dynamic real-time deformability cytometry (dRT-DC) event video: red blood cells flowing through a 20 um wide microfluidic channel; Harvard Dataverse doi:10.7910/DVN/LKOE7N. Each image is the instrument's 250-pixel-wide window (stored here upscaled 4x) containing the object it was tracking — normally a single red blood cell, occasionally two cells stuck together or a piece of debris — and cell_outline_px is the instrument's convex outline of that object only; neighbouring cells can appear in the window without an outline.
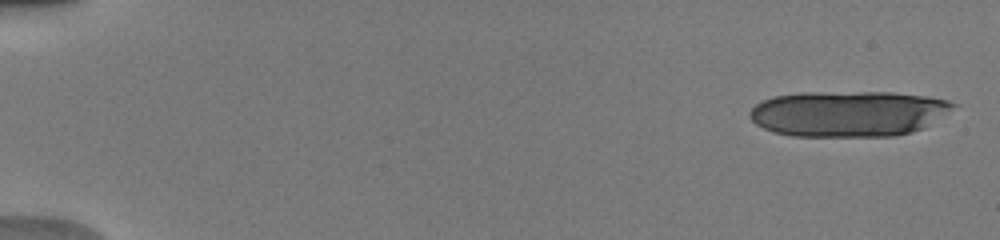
{"species": "human", "species_latin": "Homo sapiens", "temperature_condition": "warm", "stored_images_in_passage": 17, "camera_frame_rate_fps": 3000, "um_per_image_px": 0.085, "donor": {"sex": "male"}, "frame": {"image": 1, "passage_image": 2, "time_ms": 0.333, "image_size_px": [1000, 240], "cell_outline_px": [[956, 104], [924, 128], [912, 132], [896, 136], [792, 136], [772, 132], [756, 124], [748, 116], [748, 112], [756, 104], [772, 96], [800, 92], [892, 92], [928, 96], [948, 100]], "centroid_in_image_um": [72.05, 9.65], "position_along_channel_um": 12.9, "area_um2": 54.39}}